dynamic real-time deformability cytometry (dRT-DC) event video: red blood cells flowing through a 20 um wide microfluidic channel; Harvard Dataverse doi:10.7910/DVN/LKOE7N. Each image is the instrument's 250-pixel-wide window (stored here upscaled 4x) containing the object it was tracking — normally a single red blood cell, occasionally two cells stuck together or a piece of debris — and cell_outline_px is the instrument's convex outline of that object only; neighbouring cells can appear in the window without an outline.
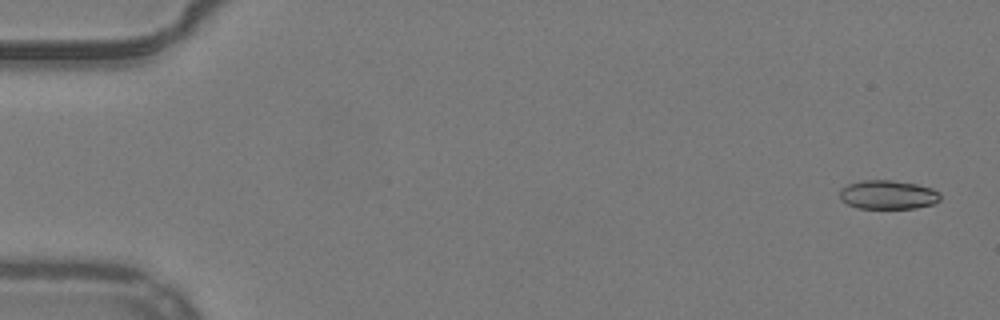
{"species": "common noctule bat (a hibernating species)", "species_latin": "Nyctalus noctula", "temperature_condition": "warm", "stored_images_in_passage": 53, "camera_frame_rate_fps": 3000, "um_per_image_px": 0.085, "animal": {"sex": "male", "body_mass_g": 19.2, "forearm_length_mm": 51.8}, "frame": {"image": 1, "passage_image": 2, "time_ms": 0.333, "image_size_px": [1000, 320], "cell_outline_px": [[940, 200], [932, 204], [916, 208], [856, 208], [840, 200], [840, 188], [848, 184], [860, 180], [892, 180], [916, 184], [932, 188], [940, 192]], "centroid_in_image_um": [75.46, 16.55], "position_along_channel_um": 9.5, "area_um2": 17.05}}
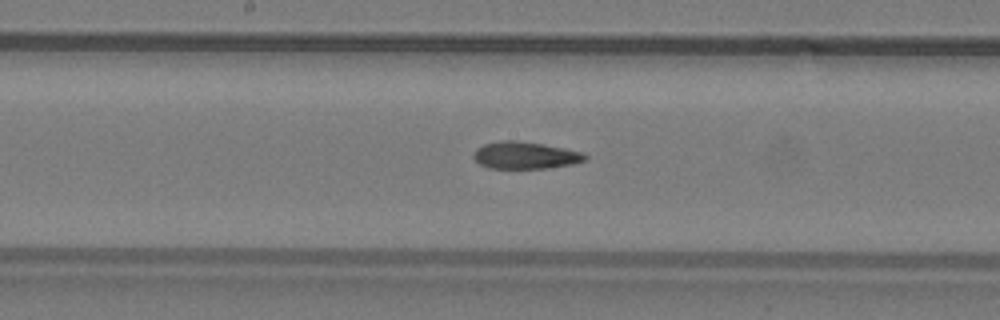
{"frame": {"image": 2, "passage_image": 28, "time_ms": 9.0, "image_size_px": [1000, 320], "cell_outline_px": [[588, 160], [572, 164], [548, 168], [488, 168], [480, 164], [472, 156], [476, 148], [484, 144], [500, 140], [516, 140], [544, 144], [564, 148], [580, 152], [588, 156]], "centroid_in_image_um": [44.63, 13.2], "position_along_channel_um": 203.6, "area_um2": 17.69}}
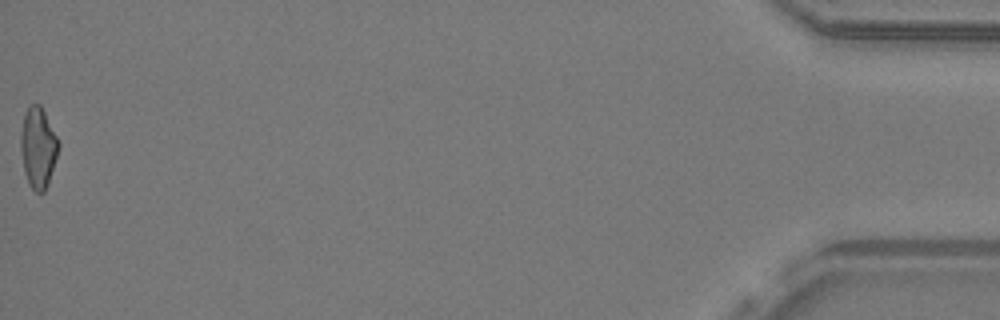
{"frame": {"image": 3, "passage_image": 53, "time_ms": 17.333, "image_size_px": [1000, 320], "cell_outline_px": [[60, 144], [48, 184], [44, 192], [36, 192], [28, 184], [24, 172], [20, 148], [20, 132], [24, 116], [28, 108], [32, 104], [40, 104]], "centroid_in_image_um": [3.22, 12.57], "position_along_channel_um": 432.0, "area_um2": 17.57}, "authors_computed_cell_mechanics": {"area_um2": 17.6868, "velocity_mm_per_s": 3.9601, "shape_relaxation_time_tau1_ms": 8.5972, "shape_relaxation_time_tau2_ms": 5.3146, "deformation_change_tau1": 0.2272, "deformation_change_tau2": 0.137}}